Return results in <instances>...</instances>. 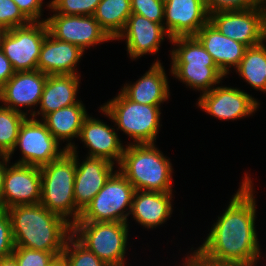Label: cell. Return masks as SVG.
Returning <instances> with one entry per match:
<instances>
[{"label": "cell", "instance_id": "cell-1", "mask_svg": "<svg viewBox=\"0 0 266 266\" xmlns=\"http://www.w3.org/2000/svg\"><path fill=\"white\" fill-rule=\"evenodd\" d=\"M247 175L245 174L239 190L197 249L211 260L255 266L261 257L255 229L256 200L252 179Z\"/></svg>", "mask_w": 266, "mask_h": 266}, {"label": "cell", "instance_id": "cell-2", "mask_svg": "<svg viewBox=\"0 0 266 266\" xmlns=\"http://www.w3.org/2000/svg\"><path fill=\"white\" fill-rule=\"evenodd\" d=\"M6 212L11 219L15 246L63 252L72 235V224L40 203L9 207Z\"/></svg>", "mask_w": 266, "mask_h": 266}, {"label": "cell", "instance_id": "cell-3", "mask_svg": "<svg viewBox=\"0 0 266 266\" xmlns=\"http://www.w3.org/2000/svg\"><path fill=\"white\" fill-rule=\"evenodd\" d=\"M155 144L129 143L119 164V171L135 190L172 192V164Z\"/></svg>", "mask_w": 266, "mask_h": 266}, {"label": "cell", "instance_id": "cell-4", "mask_svg": "<svg viewBox=\"0 0 266 266\" xmlns=\"http://www.w3.org/2000/svg\"><path fill=\"white\" fill-rule=\"evenodd\" d=\"M170 42L177 45L171 51V73L176 79L202 94L220 84L225 75L195 36L174 37Z\"/></svg>", "mask_w": 266, "mask_h": 266}, {"label": "cell", "instance_id": "cell-5", "mask_svg": "<svg viewBox=\"0 0 266 266\" xmlns=\"http://www.w3.org/2000/svg\"><path fill=\"white\" fill-rule=\"evenodd\" d=\"M40 204L64 217L72 225L79 220L81 211L75 205L74 182L75 152L65 151L58 159L40 167ZM72 218L69 219V218Z\"/></svg>", "mask_w": 266, "mask_h": 266}, {"label": "cell", "instance_id": "cell-6", "mask_svg": "<svg viewBox=\"0 0 266 266\" xmlns=\"http://www.w3.org/2000/svg\"><path fill=\"white\" fill-rule=\"evenodd\" d=\"M160 106L129 100L121 91L100 107L102 113L130 136L133 144H154L160 127Z\"/></svg>", "mask_w": 266, "mask_h": 266}, {"label": "cell", "instance_id": "cell-7", "mask_svg": "<svg viewBox=\"0 0 266 266\" xmlns=\"http://www.w3.org/2000/svg\"><path fill=\"white\" fill-rule=\"evenodd\" d=\"M128 225L125 222H75L72 235L108 266H125Z\"/></svg>", "mask_w": 266, "mask_h": 266}, {"label": "cell", "instance_id": "cell-8", "mask_svg": "<svg viewBox=\"0 0 266 266\" xmlns=\"http://www.w3.org/2000/svg\"><path fill=\"white\" fill-rule=\"evenodd\" d=\"M135 191L125 176L119 170L115 171L76 222L128 223Z\"/></svg>", "mask_w": 266, "mask_h": 266}, {"label": "cell", "instance_id": "cell-9", "mask_svg": "<svg viewBox=\"0 0 266 266\" xmlns=\"http://www.w3.org/2000/svg\"><path fill=\"white\" fill-rule=\"evenodd\" d=\"M209 22L230 39L253 47L266 42V1L246 10L218 11Z\"/></svg>", "mask_w": 266, "mask_h": 266}, {"label": "cell", "instance_id": "cell-10", "mask_svg": "<svg viewBox=\"0 0 266 266\" xmlns=\"http://www.w3.org/2000/svg\"><path fill=\"white\" fill-rule=\"evenodd\" d=\"M48 28L45 21L30 22L6 31L0 49L15 72L35 71Z\"/></svg>", "mask_w": 266, "mask_h": 266}, {"label": "cell", "instance_id": "cell-11", "mask_svg": "<svg viewBox=\"0 0 266 266\" xmlns=\"http://www.w3.org/2000/svg\"><path fill=\"white\" fill-rule=\"evenodd\" d=\"M25 118L20 126L14 149L9 153L12 158L15 149L19 146L22 158L16 163L41 167L58 159L67 149L59 148L60 143L52 136L43 121Z\"/></svg>", "mask_w": 266, "mask_h": 266}, {"label": "cell", "instance_id": "cell-12", "mask_svg": "<svg viewBox=\"0 0 266 266\" xmlns=\"http://www.w3.org/2000/svg\"><path fill=\"white\" fill-rule=\"evenodd\" d=\"M45 22L52 37L77 45L84 52L93 45L113 41L94 15L53 14Z\"/></svg>", "mask_w": 266, "mask_h": 266}, {"label": "cell", "instance_id": "cell-13", "mask_svg": "<svg viewBox=\"0 0 266 266\" xmlns=\"http://www.w3.org/2000/svg\"><path fill=\"white\" fill-rule=\"evenodd\" d=\"M1 198V210L18 205L38 204L41 198L40 167L14 163L8 165Z\"/></svg>", "mask_w": 266, "mask_h": 266}, {"label": "cell", "instance_id": "cell-14", "mask_svg": "<svg viewBox=\"0 0 266 266\" xmlns=\"http://www.w3.org/2000/svg\"><path fill=\"white\" fill-rule=\"evenodd\" d=\"M198 107L220 120H235L252 115L260 103L236 87L215 86L198 98Z\"/></svg>", "mask_w": 266, "mask_h": 266}, {"label": "cell", "instance_id": "cell-15", "mask_svg": "<svg viewBox=\"0 0 266 266\" xmlns=\"http://www.w3.org/2000/svg\"><path fill=\"white\" fill-rule=\"evenodd\" d=\"M76 149L75 145L70 149L75 152L76 161L74 198L76 207L82 212L115 171L114 164L102 158L87 156L80 164Z\"/></svg>", "mask_w": 266, "mask_h": 266}, {"label": "cell", "instance_id": "cell-16", "mask_svg": "<svg viewBox=\"0 0 266 266\" xmlns=\"http://www.w3.org/2000/svg\"><path fill=\"white\" fill-rule=\"evenodd\" d=\"M165 36L171 40L163 24L132 13L127 19L124 29L115 40L125 38L129 57L138 59L146 54L158 53Z\"/></svg>", "mask_w": 266, "mask_h": 266}, {"label": "cell", "instance_id": "cell-17", "mask_svg": "<svg viewBox=\"0 0 266 266\" xmlns=\"http://www.w3.org/2000/svg\"><path fill=\"white\" fill-rule=\"evenodd\" d=\"M164 22L170 38L194 36L209 22L205 0H170L164 4Z\"/></svg>", "mask_w": 266, "mask_h": 266}, {"label": "cell", "instance_id": "cell-18", "mask_svg": "<svg viewBox=\"0 0 266 266\" xmlns=\"http://www.w3.org/2000/svg\"><path fill=\"white\" fill-rule=\"evenodd\" d=\"M47 76L40 70L15 72L0 88L2 106L27 115L29 111L24 112L20 108L38 106Z\"/></svg>", "mask_w": 266, "mask_h": 266}, {"label": "cell", "instance_id": "cell-19", "mask_svg": "<svg viewBox=\"0 0 266 266\" xmlns=\"http://www.w3.org/2000/svg\"><path fill=\"white\" fill-rule=\"evenodd\" d=\"M114 130L100 119L89 115L84 119L79 138L89 148L88 157L102 158L112 164L117 161L119 166L125 147Z\"/></svg>", "mask_w": 266, "mask_h": 266}, {"label": "cell", "instance_id": "cell-20", "mask_svg": "<svg viewBox=\"0 0 266 266\" xmlns=\"http://www.w3.org/2000/svg\"><path fill=\"white\" fill-rule=\"evenodd\" d=\"M83 54L84 51L79 46L56 39L47 33L40 49L37 70L46 75H79L75 67Z\"/></svg>", "mask_w": 266, "mask_h": 266}, {"label": "cell", "instance_id": "cell-21", "mask_svg": "<svg viewBox=\"0 0 266 266\" xmlns=\"http://www.w3.org/2000/svg\"><path fill=\"white\" fill-rule=\"evenodd\" d=\"M205 50L211 55L219 70L227 76L229 68L237 67L247 46L222 35L210 22L205 24L195 35Z\"/></svg>", "mask_w": 266, "mask_h": 266}, {"label": "cell", "instance_id": "cell-22", "mask_svg": "<svg viewBox=\"0 0 266 266\" xmlns=\"http://www.w3.org/2000/svg\"><path fill=\"white\" fill-rule=\"evenodd\" d=\"M122 88L121 92L129 100L141 104L161 106L170 96L168 79L159 60L135 83Z\"/></svg>", "mask_w": 266, "mask_h": 266}, {"label": "cell", "instance_id": "cell-23", "mask_svg": "<svg viewBox=\"0 0 266 266\" xmlns=\"http://www.w3.org/2000/svg\"><path fill=\"white\" fill-rule=\"evenodd\" d=\"M79 76L66 74L48 75L39 103L40 110L36 112L29 109L30 116L35 118V116L41 114L44 117L52 111L80 103L81 101L76 99L80 86Z\"/></svg>", "mask_w": 266, "mask_h": 266}, {"label": "cell", "instance_id": "cell-24", "mask_svg": "<svg viewBox=\"0 0 266 266\" xmlns=\"http://www.w3.org/2000/svg\"><path fill=\"white\" fill-rule=\"evenodd\" d=\"M172 198V192L136 190L130 215L143 227L156 228L171 217Z\"/></svg>", "mask_w": 266, "mask_h": 266}, {"label": "cell", "instance_id": "cell-25", "mask_svg": "<svg viewBox=\"0 0 266 266\" xmlns=\"http://www.w3.org/2000/svg\"><path fill=\"white\" fill-rule=\"evenodd\" d=\"M88 116L85 105L82 102L68 107L52 111L46 114L42 119L52 136L60 140L68 141L65 148L70 150L75 143L70 141L73 138H79L84 119Z\"/></svg>", "mask_w": 266, "mask_h": 266}, {"label": "cell", "instance_id": "cell-26", "mask_svg": "<svg viewBox=\"0 0 266 266\" xmlns=\"http://www.w3.org/2000/svg\"><path fill=\"white\" fill-rule=\"evenodd\" d=\"M132 14L131 0H101L94 18L107 35L115 40Z\"/></svg>", "mask_w": 266, "mask_h": 266}, {"label": "cell", "instance_id": "cell-27", "mask_svg": "<svg viewBox=\"0 0 266 266\" xmlns=\"http://www.w3.org/2000/svg\"><path fill=\"white\" fill-rule=\"evenodd\" d=\"M264 43L248 47L235 70L251 87L266 93V45Z\"/></svg>", "mask_w": 266, "mask_h": 266}, {"label": "cell", "instance_id": "cell-28", "mask_svg": "<svg viewBox=\"0 0 266 266\" xmlns=\"http://www.w3.org/2000/svg\"><path fill=\"white\" fill-rule=\"evenodd\" d=\"M26 114L0 106V145L10 153L16 144L19 129Z\"/></svg>", "mask_w": 266, "mask_h": 266}, {"label": "cell", "instance_id": "cell-29", "mask_svg": "<svg viewBox=\"0 0 266 266\" xmlns=\"http://www.w3.org/2000/svg\"><path fill=\"white\" fill-rule=\"evenodd\" d=\"M62 256L68 266H108L73 235L67 239Z\"/></svg>", "mask_w": 266, "mask_h": 266}, {"label": "cell", "instance_id": "cell-30", "mask_svg": "<svg viewBox=\"0 0 266 266\" xmlns=\"http://www.w3.org/2000/svg\"><path fill=\"white\" fill-rule=\"evenodd\" d=\"M101 0H52L48 8L55 14L94 15Z\"/></svg>", "mask_w": 266, "mask_h": 266}, {"label": "cell", "instance_id": "cell-31", "mask_svg": "<svg viewBox=\"0 0 266 266\" xmlns=\"http://www.w3.org/2000/svg\"><path fill=\"white\" fill-rule=\"evenodd\" d=\"M12 255L18 266H49L62 252H46L15 246Z\"/></svg>", "mask_w": 266, "mask_h": 266}, {"label": "cell", "instance_id": "cell-32", "mask_svg": "<svg viewBox=\"0 0 266 266\" xmlns=\"http://www.w3.org/2000/svg\"><path fill=\"white\" fill-rule=\"evenodd\" d=\"M13 0H0V25L6 30L29 24Z\"/></svg>", "mask_w": 266, "mask_h": 266}, {"label": "cell", "instance_id": "cell-33", "mask_svg": "<svg viewBox=\"0 0 266 266\" xmlns=\"http://www.w3.org/2000/svg\"><path fill=\"white\" fill-rule=\"evenodd\" d=\"M131 10L147 19L163 24L164 4L160 0H131Z\"/></svg>", "mask_w": 266, "mask_h": 266}, {"label": "cell", "instance_id": "cell-34", "mask_svg": "<svg viewBox=\"0 0 266 266\" xmlns=\"http://www.w3.org/2000/svg\"><path fill=\"white\" fill-rule=\"evenodd\" d=\"M266 0H205L209 14L218 11L246 10L259 6Z\"/></svg>", "mask_w": 266, "mask_h": 266}, {"label": "cell", "instance_id": "cell-35", "mask_svg": "<svg viewBox=\"0 0 266 266\" xmlns=\"http://www.w3.org/2000/svg\"><path fill=\"white\" fill-rule=\"evenodd\" d=\"M14 248L10 216L6 210H0V259L12 255Z\"/></svg>", "mask_w": 266, "mask_h": 266}, {"label": "cell", "instance_id": "cell-36", "mask_svg": "<svg viewBox=\"0 0 266 266\" xmlns=\"http://www.w3.org/2000/svg\"><path fill=\"white\" fill-rule=\"evenodd\" d=\"M19 7L22 14L30 22H40L45 20H40L42 13L43 0H13Z\"/></svg>", "mask_w": 266, "mask_h": 266}, {"label": "cell", "instance_id": "cell-37", "mask_svg": "<svg viewBox=\"0 0 266 266\" xmlns=\"http://www.w3.org/2000/svg\"><path fill=\"white\" fill-rule=\"evenodd\" d=\"M184 266H241L230 262H217L207 258L197 249L188 255L185 259Z\"/></svg>", "mask_w": 266, "mask_h": 266}, {"label": "cell", "instance_id": "cell-38", "mask_svg": "<svg viewBox=\"0 0 266 266\" xmlns=\"http://www.w3.org/2000/svg\"><path fill=\"white\" fill-rule=\"evenodd\" d=\"M15 71L5 54L0 49V88L14 75Z\"/></svg>", "mask_w": 266, "mask_h": 266}, {"label": "cell", "instance_id": "cell-39", "mask_svg": "<svg viewBox=\"0 0 266 266\" xmlns=\"http://www.w3.org/2000/svg\"><path fill=\"white\" fill-rule=\"evenodd\" d=\"M5 175H6V159H2L0 161V210H1V198H2V190L4 186Z\"/></svg>", "mask_w": 266, "mask_h": 266}, {"label": "cell", "instance_id": "cell-40", "mask_svg": "<svg viewBox=\"0 0 266 266\" xmlns=\"http://www.w3.org/2000/svg\"><path fill=\"white\" fill-rule=\"evenodd\" d=\"M0 266H18L13 255L0 259Z\"/></svg>", "mask_w": 266, "mask_h": 266}, {"label": "cell", "instance_id": "cell-41", "mask_svg": "<svg viewBox=\"0 0 266 266\" xmlns=\"http://www.w3.org/2000/svg\"><path fill=\"white\" fill-rule=\"evenodd\" d=\"M49 266H68L63 256L56 257Z\"/></svg>", "mask_w": 266, "mask_h": 266}, {"label": "cell", "instance_id": "cell-42", "mask_svg": "<svg viewBox=\"0 0 266 266\" xmlns=\"http://www.w3.org/2000/svg\"><path fill=\"white\" fill-rule=\"evenodd\" d=\"M9 153L0 145V158L8 159Z\"/></svg>", "mask_w": 266, "mask_h": 266}, {"label": "cell", "instance_id": "cell-43", "mask_svg": "<svg viewBox=\"0 0 266 266\" xmlns=\"http://www.w3.org/2000/svg\"><path fill=\"white\" fill-rule=\"evenodd\" d=\"M6 29L0 25V46H1V42H2V38L4 36V34L6 33Z\"/></svg>", "mask_w": 266, "mask_h": 266}, {"label": "cell", "instance_id": "cell-44", "mask_svg": "<svg viewBox=\"0 0 266 266\" xmlns=\"http://www.w3.org/2000/svg\"><path fill=\"white\" fill-rule=\"evenodd\" d=\"M163 4L168 3L170 0H160Z\"/></svg>", "mask_w": 266, "mask_h": 266}]
</instances>
